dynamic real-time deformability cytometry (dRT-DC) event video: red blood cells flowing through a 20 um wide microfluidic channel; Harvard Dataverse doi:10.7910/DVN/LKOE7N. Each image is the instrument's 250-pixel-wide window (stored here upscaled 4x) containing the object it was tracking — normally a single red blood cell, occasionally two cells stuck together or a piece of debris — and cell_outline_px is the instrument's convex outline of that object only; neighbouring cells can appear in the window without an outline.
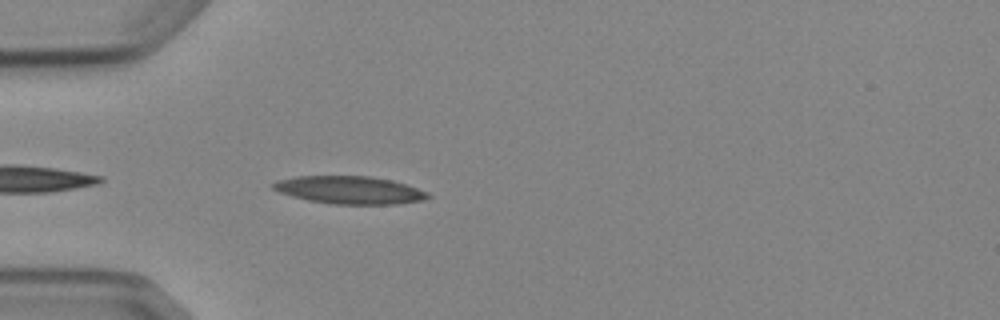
{"species": "Egyptian fruit bat (a non-hibernating species)", "species_latin": "Rousettus aegyptiacus", "temperature_condition": "cold", "stored_images_in_passage": 4, "camera_frame_rate_fps": 3000, "um_per_image_px": 0.085, "animal": {"sex": "female"}, "frame": {"image": 1, "passage_image": 4, "time_ms": 4.333, "image_size_px": [1000, 320], "cell_outline_px": [[432, 196], [424, 200], [396, 204], [332, 204], [308, 200], [292, 196], [280, 192], [272, 188], [268, 184], [276, 180], [296, 176], [368, 176], [392, 180], [408, 184], [428, 192]], "centroid_in_image_um": [29.71, 16.15], "position_along_channel_um": 55.3, "area_um2": 25.26}}